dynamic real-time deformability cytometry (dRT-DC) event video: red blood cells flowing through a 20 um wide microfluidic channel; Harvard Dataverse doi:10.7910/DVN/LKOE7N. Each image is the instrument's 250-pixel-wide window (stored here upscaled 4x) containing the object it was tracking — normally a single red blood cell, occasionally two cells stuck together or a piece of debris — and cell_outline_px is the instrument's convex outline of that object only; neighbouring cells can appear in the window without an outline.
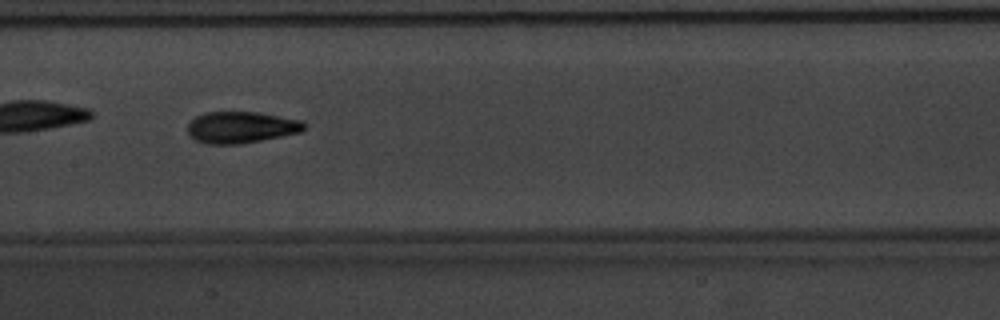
{"species": "common noctule bat (a hibernating species)", "species_latin": "Nyctalus noctula", "temperature_condition": "warm", "stored_images_in_passage": 50, "camera_frame_rate_fps": 3000, "um_per_image_px": 0.085, "animal": {"sex": "male", "body_mass_g": 20.1, "forearm_length_mm": 53.5}, "frame": {"image": 1, "passage_image": 29, "time_ms": 9.333, "image_size_px": [1000, 320], "cell_outline_px": [[304, 128], [300, 132], [240, 144], [204, 144], [196, 140], [188, 132], [188, 124], [196, 116], [204, 112], [260, 112], [304, 120]], "centroid_in_image_um": [20.49, 10.81], "position_along_channel_um": 186.9, "area_um2": 21.39}}